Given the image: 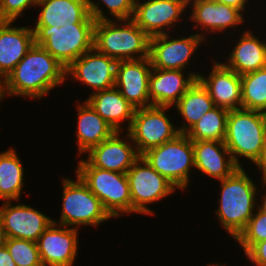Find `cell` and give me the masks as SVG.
<instances>
[{
	"mask_svg": "<svg viewBox=\"0 0 266 266\" xmlns=\"http://www.w3.org/2000/svg\"><path fill=\"white\" fill-rule=\"evenodd\" d=\"M66 68L41 45H34L0 83L1 100L14 96L41 100L65 85ZM7 96V97H6Z\"/></svg>",
	"mask_w": 266,
	"mask_h": 266,
	"instance_id": "1",
	"label": "cell"
},
{
	"mask_svg": "<svg viewBox=\"0 0 266 266\" xmlns=\"http://www.w3.org/2000/svg\"><path fill=\"white\" fill-rule=\"evenodd\" d=\"M252 178L244 167H240L231 176L218 180L220 197L214 216L234 240L244 230L259 204L257 194L260 190Z\"/></svg>",
	"mask_w": 266,
	"mask_h": 266,
	"instance_id": "2",
	"label": "cell"
},
{
	"mask_svg": "<svg viewBox=\"0 0 266 266\" xmlns=\"http://www.w3.org/2000/svg\"><path fill=\"white\" fill-rule=\"evenodd\" d=\"M94 48L117 61L149 57L150 37L132 19L101 20L94 26Z\"/></svg>",
	"mask_w": 266,
	"mask_h": 266,
	"instance_id": "3",
	"label": "cell"
},
{
	"mask_svg": "<svg viewBox=\"0 0 266 266\" xmlns=\"http://www.w3.org/2000/svg\"><path fill=\"white\" fill-rule=\"evenodd\" d=\"M263 135V112L243 108L228 112L223 142L239 167H244L241 159H248L261 172Z\"/></svg>",
	"mask_w": 266,
	"mask_h": 266,
	"instance_id": "4",
	"label": "cell"
},
{
	"mask_svg": "<svg viewBox=\"0 0 266 266\" xmlns=\"http://www.w3.org/2000/svg\"><path fill=\"white\" fill-rule=\"evenodd\" d=\"M76 168L75 174L101 201L112 218L132 214V199L126 173L93 167L83 157L78 160Z\"/></svg>",
	"mask_w": 266,
	"mask_h": 266,
	"instance_id": "5",
	"label": "cell"
},
{
	"mask_svg": "<svg viewBox=\"0 0 266 266\" xmlns=\"http://www.w3.org/2000/svg\"><path fill=\"white\" fill-rule=\"evenodd\" d=\"M72 178H62V210L54 223L79 229L81 226L99 227L113 219L104 209L101 201L90 191L76 174Z\"/></svg>",
	"mask_w": 266,
	"mask_h": 266,
	"instance_id": "6",
	"label": "cell"
},
{
	"mask_svg": "<svg viewBox=\"0 0 266 266\" xmlns=\"http://www.w3.org/2000/svg\"><path fill=\"white\" fill-rule=\"evenodd\" d=\"M95 24L31 26L36 45H41L65 68L94 48Z\"/></svg>",
	"mask_w": 266,
	"mask_h": 266,
	"instance_id": "7",
	"label": "cell"
},
{
	"mask_svg": "<svg viewBox=\"0 0 266 266\" xmlns=\"http://www.w3.org/2000/svg\"><path fill=\"white\" fill-rule=\"evenodd\" d=\"M160 175L184 192L190 185L191 171H195L193 141L180 133L174 139L141 155ZM194 167V168H193Z\"/></svg>",
	"mask_w": 266,
	"mask_h": 266,
	"instance_id": "8",
	"label": "cell"
},
{
	"mask_svg": "<svg viewBox=\"0 0 266 266\" xmlns=\"http://www.w3.org/2000/svg\"><path fill=\"white\" fill-rule=\"evenodd\" d=\"M172 108L152 105L135 110L127 133L140 156L149 149L158 147L180 134L177 125L175 126L172 121V116L169 117L170 115L167 114Z\"/></svg>",
	"mask_w": 266,
	"mask_h": 266,
	"instance_id": "9",
	"label": "cell"
},
{
	"mask_svg": "<svg viewBox=\"0 0 266 266\" xmlns=\"http://www.w3.org/2000/svg\"><path fill=\"white\" fill-rule=\"evenodd\" d=\"M132 199V214L155 215L153 205L176 193L177 188L140 156L126 172ZM153 203V204H152Z\"/></svg>",
	"mask_w": 266,
	"mask_h": 266,
	"instance_id": "10",
	"label": "cell"
},
{
	"mask_svg": "<svg viewBox=\"0 0 266 266\" xmlns=\"http://www.w3.org/2000/svg\"><path fill=\"white\" fill-rule=\"evenodd\" d=\"M188 8L190 10L188 12V14H190L188 19L190 23L193 22L192 29L197 30L200 28L199 31H201L196 32L195 30V33L206 42L209 41L210 43H213L211 42V37L213 35H218L220 32L224 34V31H226L228 37H235L232 36L233 32H229L231 35L228 34L227 29L238 31L237 27L239 28V25H244V21L248 17V15L246 16L241 10L226 4L218 3L215 0H189ZM212 33L215 34L210 35ZM208 35L211 37L207 38Z\"/></svg>",
	"mask_w": 266,
	"mask_h": 266,
	"instance_id": "11",
	"label": "cell"
},
{
	"mask_svg": "<svg viewBox=\"0 0 266 266\" xmlns=\"http://www.w3.org/2000/svg\"><path fill=\"white\" fill-rule=\"evenodd\" d=\"M187 11V0H135L132 20L149 37L171 34Z\"/></svg>",
	"mask_w": 266,
	"mask_h": 266,
	"instance_id": "12",
	"label": "cell"
},
{
	"mask_svg": "<svg viewBox=\"0 0 266 266\" xmlns=\"http://www.w3.org/2000/svg\"><path fill=\"white\" fill-rule=\"evenodd\" d=\"M204 39L196 33L177 38L170 33L150 37L149 57L152 68L189 71V63ZM195 53V54H194ZM193 55V56H192Z\"/></svg>",
	"mask_w": 266,
	"mask_h": 266,
	"instance_id": "13",
	"label": "cell"
},
{
	"mask_svg": "<svg viewBox=\"0 0 266 266\" xmlns=\"http://www.w3.org/2000/svg\"><path fill=\"white\" fill-rule=\"evenodd\" d=\"M4 201L0 206V228L4 238L36 242L53 219L28 204ZM16 204V205H15Z\"/></svg>",
	"mask_w": 266,
	"mask_h": 266,
	"instance_id": "14",
	"label": "cell"
},
{
	"mask_svg": "<svg viewBox=\"0 0 266 266\" xmlns=\"http://www.w3.org/2000/svg\"><path fill=\"white\" fill-rule=\"evenodd\" d=\"M118 61L99 53L95 48L84 53L66 68V80L86 85L93 94L115 87Z\"/></svg>",
	"mask_w": 266,
	"mask_h": 266,
	"instance_id": "15",
	"label": "cell"
},
{
	"mask_svg": "<svg viewBox=\"0 0 266 266\" xmlns=\"http://www.w3.org/2000/svg\"><path fill=\"white\" fill-rule=\"evenodd\" d=\"M80 230L52 223L36 241L43 266H74Z\"/></svg>",
	"mask_w": 266,
	"mask_h": 266,
	"instance_id": "16",
	"label": "cell"
},
{
	"mask_svg": "<svg viewBox=\"0 0 266 266\" xmlns=\"http://www.w3.org/2000/svg\"><path fill=\"white\" fill-rule=\"evenodd\" d=\"M86 154V160L93 167L119 173H126L140 157L130 135L122 131H116Z\"/></svg>",
	"mask_w": 266,
	"mask_h": 266,
	"instance_id": "17",
	"label": "cell"
},
{
	"mask_svg": "<svg viewBox=\"0 0 266 266\" xmlns=\"http://www.w3.org/2000/svg\"><path fill=\"white\" fill-rule=\"evenodd\" d=\"M150 57L118 61L115 87L136 109L152 106L149 99Z\"/></svg>",
	"mask_w": 266,
	"mask_h": 266,
	"instance_id": "18",
	"label": "cell"
},
{
	"mask_svg": "<svg viewBox=\"0 0 266 266\" xmlns=\"http://www.w3.org/2000/svg\"><path fill=\"white\" fill-rule=\"evenodd\" d=\"M211 60L210 72L200 73L198 80L208 90L214 105L228 111L242 108L241 75L227 68L222 59Z\"/></svg>",
	"mask_w": 266,
	"mask_h": 266,
	"instance_id": "19",
	"label": "cell"
},
{
	"mask_svg": "<svg viewBox=\"0 0 266 266\" xmlns=\"http://www.w3.org/2000/svg\"><path fill=\"white\" fill-rule=\"evenodd\" d=\"M200 73L194 72V70L191 72L188 70L152 68L149 78L151 105L173 107L196 82Z\"/></svg>",
	"mask_w": 266,
	"mask_h": 266,
	"instance_id": "20",
	"label": "cell"
},
{
	"mask_svg": "<svg viewBox=\"0 0 266 266\" xmlns=\"http://www.w3.org/2000/svg\"><path fill=\"white\" fill-rule=\"evenodd\" d=\"M15 24V21H0V83L35 43L31 25Z\"/></svg>",
	"mask_w": 266,
	"mask_h": 266,
	"instance_id": "21",
	"label": "cell"
},
{
	"mask_svg": "<svg viewBox=\"0 0 266 266\" xmlns=\"http://www.w3.org/2000/svg\"><path fill=\"white\" fill-rule=\"evenodd\" d=\"M36 6L40 11L33 26L61 27L96 22L89 13L87 0H39Z\"/></svg>",
	"mask_w": 266,
	"mask_h": 266,
	"instance_id": "22",
	"label": "cell"
},
{
	"mask_svg": "<svg viewBox=\"0 0 266 266\" xmlns=\"http://www.w3.org/2000/svg\"><path fill=\"white\" fill-rule=\"evenodd\" d=\"M193 152L195 171L198 170L215 181L231 176L240 168L223 141H193Z\"/></svg>",
	"mask_w": 266,
	"mask_h": 266,
	"instance_id": "23",
	"label": "cell"
},
{
	"mask_svg": "<svg viewBox=\"0 0 266 266\" xmlns=\"http://www.w3.org/2000/svg\"><path fill=\"white\" fill-rule=\"evenodd\" d=\"M246 30V31H245ZM234 40L231 52L225 56L226 61L223 63L227 68L235 71L239 75L259 70L266 67V41L262 36H256V31L252 32L246 28Z\"/></svg>",
	"mask_w": 266,
	"mask_h": 266,
	"instance_id": "24",
	"label": "cell"
},
{
	"mask_svg": "<svg viewBox=\"0 0 266 266\" xmlns=\"http://www.w3.org/2000/svg\"><path fill=\"white\" fill-rule=\"evenodd\" d=\"M79 102V103H78ZM77 128L75 130L77 154L85 155L92 147L110 138L116 131L85 100L77 101Z\"/></svg>",
	"mask_w": 266,
	"mask_h": 266,
	"instance_id": "25",
	"label": "cell"
},
{
	"mask_svg": "<svg viewBox=\"0 0 266 266\" xmlns=\"http://www.w3.org/2000/svg\"><path fill=\"white\" fill-rule=\"evenodd\" d=\"M86 101L115 131L125 133L129 129L136 108L122 96L116 87L89 94Z\"/></svg>",
	"mask_w": 266,
	"mask_h": 266,
	"instance_id": "26",
	"label": "cell"
},
{
	"mask_svg": "<svg viewBox=\"0 0 266 266\" xmlns=\"http://www.w3.org/2000/svg\"><path fill=\"white\" fill-rule=\"evenodd\" d=\"M181 116L182 126H177L179 133L185 134L199 119L215 107L208 90L197 79L173 106ZM185 121V122H184Z\"/></svg>",
	"mask_w": 266,
	"mask_h": 266,
	"instance_id": "27",
	"label": "cell"
},
{
	"mask_svg": "<svg viewBox=\"0 0 266 266\" xmlns=\"http://www.w3.org/2000/svg\"><path fill=\"white\" fill-rule=\"evenodd\" d=\"M24 170L15 148L0 152V201H20L25 183Z\"/></svg>",
	"mask_w": 266,
	"mask_h": 266,
	"instance_id": "28",
	"label": "cell"
},
{
	"mask_svg": "<svg viewBox=\"0 0 266 266\" xmlns=\"http://www.w3.org/2000/svg\"><path fill=\"white\" fill-rule=\"evenodd\" d=\"M228 110L215 106L205 113L185 134L191 141H224Z\"/></svg>",
	"mask_w": 266,
	"mask_h": 266,
	"instance_id": "29",
	"label": "cell"
},
{
	"mask_svg": "<svg viewBox=\"0 0 266 266\" xmlns=\"http://www.w3.org/2000/svg\"><path fill=\"white\" fill-rule=\"evenodd\" d=\"M242 108L266 111V67L241 75Z\"/></svg>",
	"mask_w": 266,
	"mask_h": 266,
	"instance_id": "30",
	"label": "cell"
},
{
	"mask_svg": "<svg viewBox=\"0 0 266 266\" xmlns=\"http://www.w3.org/2000/svg\"><path fill=\"white\" fill-rule=\"evenodd\" d=\"M97 1V0H96ZM87 0L90 15L95 21L132 19L135 0ZM102 3V5H101ZM101 6H106L103 10ZM107 11V12H106ZM110 15L111 17H108Z\"/></svg>",
	"mask_w": 266,
	"mask_h": 266,
	"instance_id": "31",
	"label": "cell"
},
{
	"mask_svg": "<svg viewBox=\"0 0 266 266\" xmlns=\"http://www.w3.org/2000/svg\"><path fill=\"white\" fill-rule=\"evenodd\" d=\"M3 244L7 247L16 266H43L36 242L4 238Z\"/></svg>",
	"mask_w": 266,
	"mask_h": 266,
	"instance_id": "32",
	"label": "cell"
},
{
	"mask_svg": "<svg viewBox=\"0 0 266 266\" xmlns=\"http://www.w3.org/2000/svg\"><path fill=\"white\" fill-rule=\"evenodd\" d=\"M266 240V212L259 206L235 241L245 254L255 243Z\"/></svg>",
	"mask_w": 266,
	"mask_h": 266,
	"instance_id": "33",
	"label": "cell"
},
{
	"mask_svg": "<svg viewBox=\"0 0 266 266\" xmlns=\"http://www.w3.org/2000/svg\"><path fill=\"white\" fill-rule=\"evenodd\" d=\"M39 0H0V21H17L24 11L33 8Z\"/></svg>",
	"mask_w": 266,
	"mask_h": 266,
	"instance_id": "34",
	"label": "cell"
},
{
	"mask_svg": "<svg viewBox=\"0 0 266 266\" xmlns=\"http://www.w3.org/2000/svg\"><path fill=\"white\" fill-rule=\"evenodd\" d=\"M248 261L255 266H266V240L255 243L245 254Z\"/></svg>",
	"mask_w": 266,
	"mask_h": 266,
	"instance_id": "35",
	"label": "cell"
},
{
	"mask_svg": "<svg viewBox=\"0 0 266 266\" xmlns=\"http://www.w3.org/2000/svg\"><path fill=\"white\" fill-rule=\"evenodd\" d=\"M0 266H16V263L4 244L0 246Z\"/></svg>",
	"mask_w": 266,
	"mask_h": 266,
	"instance_id": "36",
	"label": "cell"
},
{
	"mask_svg": "<svg viewBox=\"0 0 266 266\" xmlns=\"http://www.w3.org/2000/svg\"><path fill=\"white\" fill-rule=\"evenodd\" d=\"M215 1L218 3H221V4H226L228 6L237 8V9L241 10L244 14L247 13L246 9H247L248 5H250L248 3V1L250 2V0H215Z\"/></svg>",
	"mask_w": 266,
	"mask_h": 266,
	"instance_id": "37",
	"label": "cell"
},
{
	"mask_svg": "<svg viewBox=\"0 0 266 266\" xmlns=\"http://www.w3.org/2000/svg\"><path fill=\"white\" fill-rule=\"evenodd\" d=\"M258 174H262V175H261V181L257 185L258 186L261 185L264 188L263 191L264 190L266 191V188H265V186H266V177L264 176V171L261 170V173H258ZM258 195H260V197H259V201L260 202H258L259 203L258 206L266 212V192L264 194L260 193Z\"/></svg>",
	"mask_w": 266,
	"mask_h": 266,
	"instance_id": "38",
	"label": "cell"
},
{
	"mask_svg": "<svg viewBox=\"0 0 266 266\" xmlns=\"http://www.w3.org/2000/svg\"><path fill=\"white\" fill-rule=\"evenodd\" d=\"M264 118V135H263V147L261 153V170L266 169V111L263 112Z\"/></svg>",
	"mask_w": 266,
	"mask_h": 266,
	"instance_id": "39",
	"label": "cell"
},
{
	"mask_svg": "<svg viewBox=\"0 0 266 266\" xmlns=\"http://www.w3.org/2000/svg\"><path fill=\"white\" fill-rule=\"evenodd\" d=\"M3 242H4V236L0 228V246L3 244Z\"/></svg>",
	"mask_w": 266,
	"mask_h": 266,
	"instance_id": "40",
	"label": "cell"
},
{
	"mask_svg": "<svg viewBox=\"0 0 266 266\" xmlns=\"http://www.w3.org/2000/svg\"><path fill=\"white\" fill-rule=\"evenodd\" d=\"M226 264L225 263H221V264H216V262L213 264V263H211V264H207L206 266H225Z\"/></svg>",
	"mask_w": 266,
	"mask_h": 266,
	"instance_id": "41",
	"label": "cell"
}]
</instances>
